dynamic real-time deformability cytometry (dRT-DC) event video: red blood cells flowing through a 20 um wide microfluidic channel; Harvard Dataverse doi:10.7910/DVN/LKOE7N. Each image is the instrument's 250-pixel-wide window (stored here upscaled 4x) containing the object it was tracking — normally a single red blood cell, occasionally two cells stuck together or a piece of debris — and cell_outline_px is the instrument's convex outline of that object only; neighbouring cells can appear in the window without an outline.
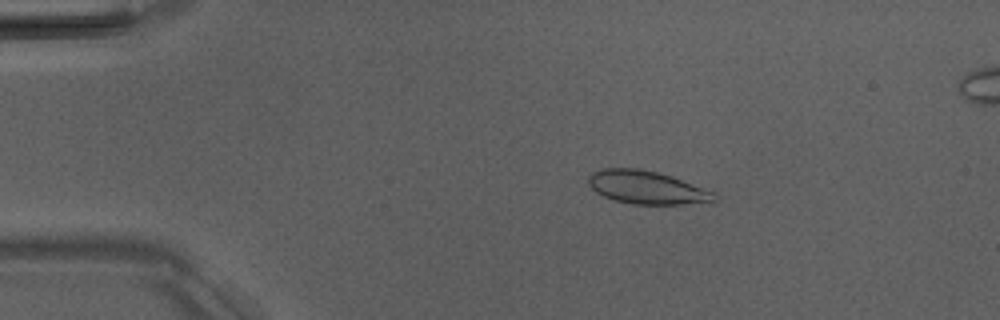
{"species": "Egyptian fruit bat (a non-hibernating species)", "species_latin": "Rousettus aegyptiacus", "temperature_condition": "room temperature", "stored_images_in_passage": 6, "camera_frame_rate_fps": 3000, "um_per_image_px": 0.085, "animal": {"sex": "male"}, "frame": {"image": 1, "passage_image": 2, "time_ms": 1.0, "image_size_px": [1000, 320], "cell_outline_px": [[716, 200], [712, 204], [632, 204], [616, 200], [604, 196], [596, 192], [588, 184], [588, 176], [592, 172], [604, 168], [636, 168], [656, 172], [672, 176], [712, 192], [716, 196]], "centroid_in_image_um": [54.99, 15.94], "position_along_channel_um": 30.0, "area_um2": 24.28}}
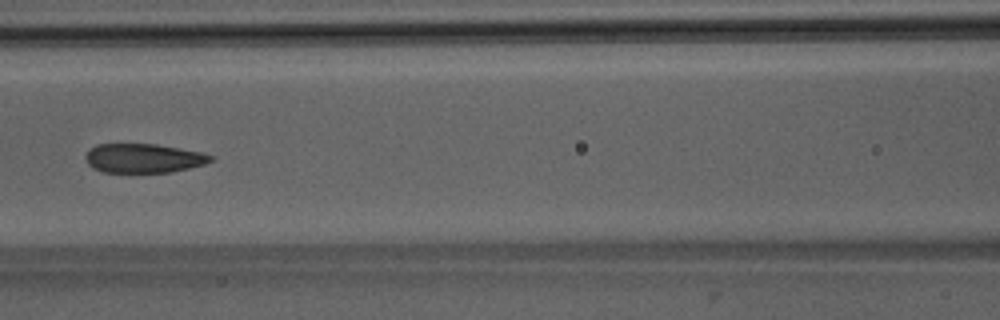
{"frame": {"image": 2, "passage_image": 6, "time_ms": 5.667, "image_size_px": [1000, 320], "cell_outline_px": [[212, 160], [204, 164], [172, 172], [104, 172], [92, 168], [88, 164], [84, 156], [88, 148], [96, 144], [156, 144], [180, 148], [200, 152], [212, 156]], "centroid_in_image_um": [12.13, 13.44], "position_along_channel_um": 154.5, "area_um2": 21.27}}